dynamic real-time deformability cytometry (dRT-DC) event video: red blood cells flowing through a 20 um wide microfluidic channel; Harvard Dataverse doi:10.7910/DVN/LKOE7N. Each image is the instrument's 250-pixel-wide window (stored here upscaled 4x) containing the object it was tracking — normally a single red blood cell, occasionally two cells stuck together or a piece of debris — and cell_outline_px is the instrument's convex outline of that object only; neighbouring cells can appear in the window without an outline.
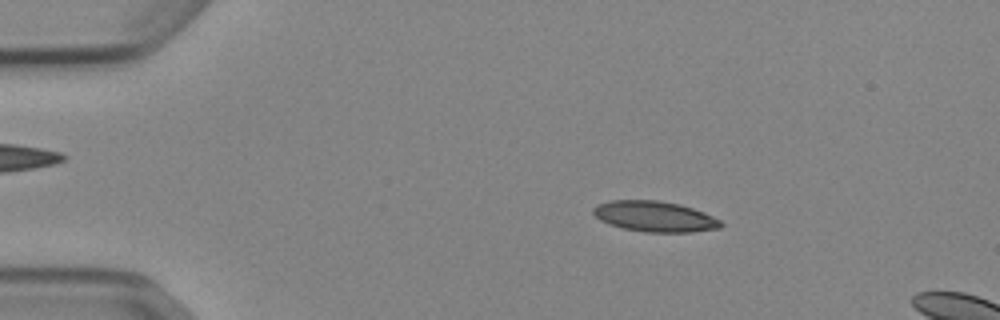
{"species": "Egyptian fruit bat (a non-hibernating species)", "species_latin": "Rousettus aegyptiacus", "temperature_condition": "cold", "stored_images_in_passage": 12, "camera_frame_rate_fps": 3000, "um_per_image_px": 0.085, "animal": {"sex": "female"}, "frame": {"image": 1, "passage_image": 7, "time_ms": 2.0, "image_size_px": [1000, 320], "cell_outline_px": [[724, 224], [720, 228], [692, 232], [644, 232], [624, 228], [608, 224], [600, 220], [592, 212], [592, 208], [596, 204], [608, 200], [660, 200], [680, 204], [704, 212], [720, 220]], "centroid_in_image_um": [55.63, 18.39], "position_along_channel_um": 29.4, "area_um2": 22.95}}